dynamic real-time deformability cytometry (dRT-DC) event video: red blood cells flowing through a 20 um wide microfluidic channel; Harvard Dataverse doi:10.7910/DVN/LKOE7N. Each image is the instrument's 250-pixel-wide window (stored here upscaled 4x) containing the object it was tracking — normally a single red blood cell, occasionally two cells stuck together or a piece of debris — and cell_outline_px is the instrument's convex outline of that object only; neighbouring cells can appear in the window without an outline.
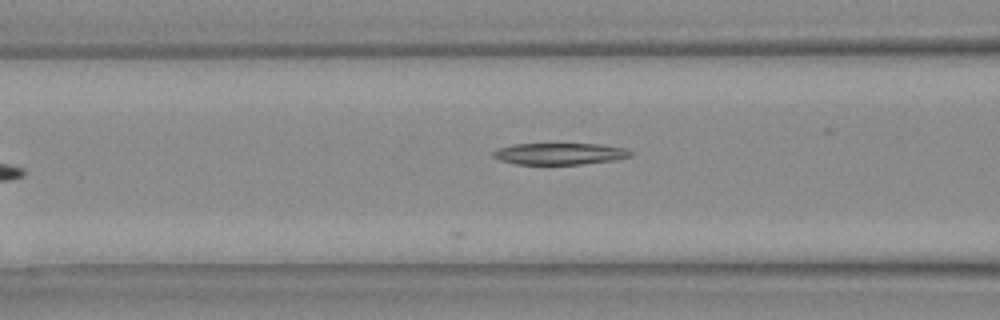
{"species": "Egyptian fruit bat (a non-hibernating species)", "species_latin": "Rousettus aegyptiacus", "temperature_condition": "warm", "stored_images_in_passage": 9, "camera_frame_rate_fps": 3000, "um_per_image_px": 0.085, "animal": {"sex": "female"}, "frame": {"image": 1, "passage_image": 6, "time_ms": 1.667, "image_size_px": [1000, 320], "cell_outline_px": [[632, 156], [612, 160], [580, 164], [516, 164], [500, 160], [492, 156], [492, 152], [496, 148], [512, 144], [604, 144], [628, 148], [632, 152]], "centroid_in_image_um": [47.57, 13.06], "position_along_channel_um": 119.0, "area_um2": 17.4}}